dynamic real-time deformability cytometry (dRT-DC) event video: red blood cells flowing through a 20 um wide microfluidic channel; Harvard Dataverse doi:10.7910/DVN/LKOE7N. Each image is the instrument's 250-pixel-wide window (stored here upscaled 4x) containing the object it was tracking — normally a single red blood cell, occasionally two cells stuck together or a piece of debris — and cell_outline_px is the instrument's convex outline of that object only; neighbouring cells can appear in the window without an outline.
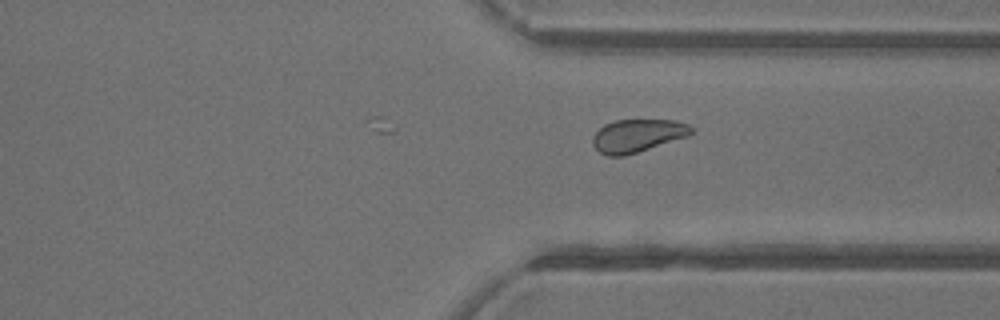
{"species": "common noctule bat (a hibernating species)", "species_latin": "Nyctalus noctula", "temperature_condition": "warm", "stored_images_in_passage": 21, "camera_frame_rate_fps": 3000, "um_per_image_px": 0.085, "animal": {"sex": "female"}, "frame": {"image": 1, "passage_image": 21, "time_ms": 6.667, "image_size_px": [1000, 320], "cell_outline_px": [[696, 132], [688, 136], [624, 156], [608, 156], [600, 152], [592, 144], [592, 136], [604, 124], [616, 120], [676, 120], [688, 124]], "centroid_in_image_um": [54.2, 11.52], "position_along_channel_um": 357.2, "area_um2": 18.9}}